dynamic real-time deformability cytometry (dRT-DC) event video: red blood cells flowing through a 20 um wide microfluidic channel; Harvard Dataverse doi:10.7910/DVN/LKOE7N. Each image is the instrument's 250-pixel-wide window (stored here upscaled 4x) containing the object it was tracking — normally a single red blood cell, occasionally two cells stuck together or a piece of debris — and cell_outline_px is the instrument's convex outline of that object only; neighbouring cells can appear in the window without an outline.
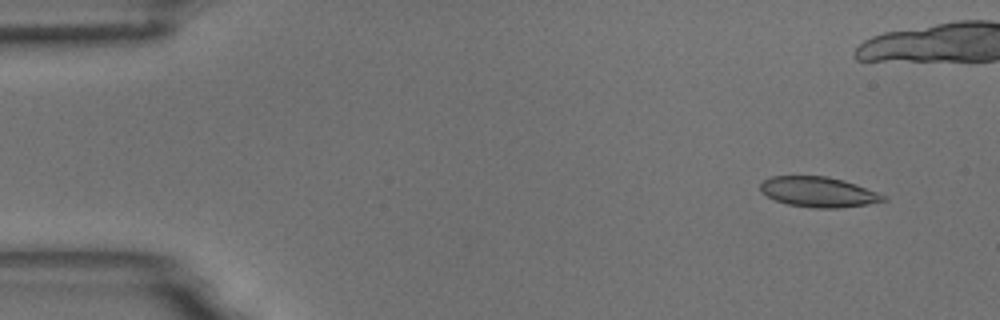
{"species": "common noctule bat (a hibernating species)", "species_latin": "Nyctalus noctula", "temperature_condition": "room temperature", "stored_images_in_passage": 8, "camera_frame_rate_fps": 3000, "um_per_image_px": 0.085, "animal": {"sex": "male", "body_mass_g": 18.8}, "frame": {"image": 1, "passage_image": 2, "time_ms": 0.333, "image_size_px": [1000, 320], "cell_outline_px": [[888, 200], [868, 204], [840, 208], [816, 208], [788, 204], [776, 200], [760, 192], [760, 184], [764, 180], [772, 176], [828, 176], [844, 180], [856, 184], [888, 196]], "centroid_in_image_um": [69.6, 16.31], "position_along_channel_um": 15.4, "area_um2": 21.73}}